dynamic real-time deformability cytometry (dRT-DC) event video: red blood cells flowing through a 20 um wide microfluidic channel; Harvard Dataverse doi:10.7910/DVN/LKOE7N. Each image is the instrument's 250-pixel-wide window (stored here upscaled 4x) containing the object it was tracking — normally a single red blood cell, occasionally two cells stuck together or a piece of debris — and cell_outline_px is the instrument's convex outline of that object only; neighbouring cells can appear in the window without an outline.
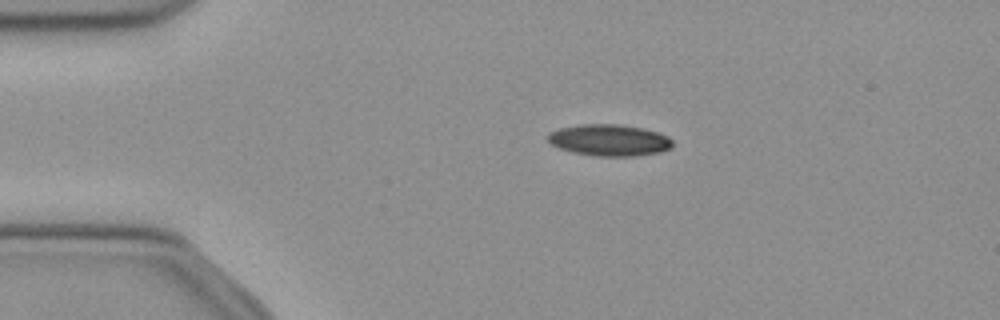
{"species": "common noctule bat (a hibernating species)", "species_latin": "Nyctalus noctula", "temperature_condition": "cold", "stored_images_in_passage": 44, "camera_frame_rate_fps": 3000, "um_per_image_px": 0.085, "animal": {"sex": "female", "body_mass_g": 21.9}, "frame": {"image": 1, "passage_image": 1, "time_ms": 0.0, "image_size_px": [1000, 320], "cell_outline_px": [[672, 148], [660, 152], [636, 156], [596, 156], [572, 152], [560, 148], [552, 144], [548, 140], [548, 132], [560, 128], [580, 124], [620, 124], [644, 128], [668, 136], [672, 140]], "centroid_in_image_um": [51.8, 11.91], "position_along_channel_um": 33.2, "area_um2": 23.0}}
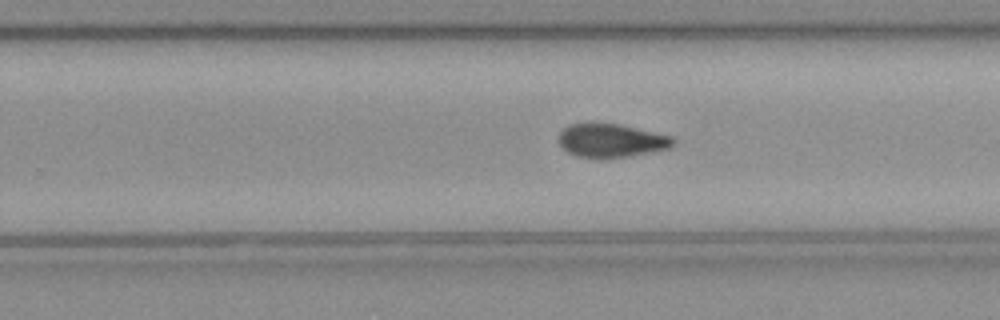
{"frame": {"image": 2, "passage_image": 23, "time_ms": 7.333, "image_size_px": [1000, 320], "cell_outline_px": [[676, 144], [672, 148], [652, 152], [628, 156], [576, 156], [568, 152], [556, 140], [556, 136], [568, 124], [592, 120], [620, 124], [672, 136], [676, 140]], "centroid_in_image_um": [51.94, 11.88], "position_along_channel_um": 277.9, "area_um2": 22.83}}
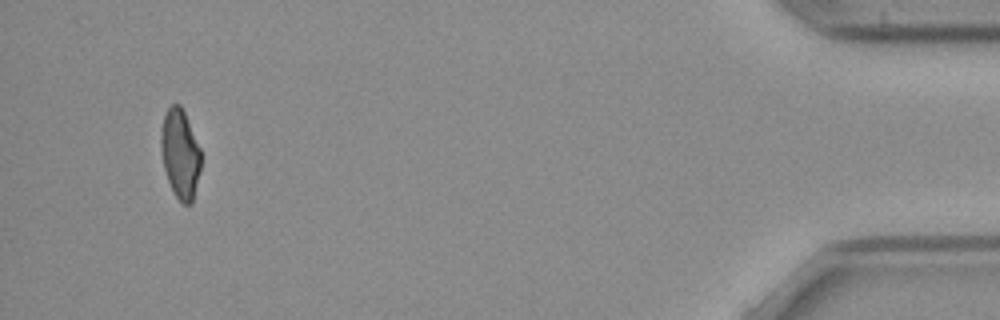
{"frame": {"image": 3, "passage_image": 40, "time_ms": 13.0, "image_size_px": [1000, 320], "cell_outline_px": [[200, 168], [192, 204], [184, 204], [172, 192], [164, 168], [160, 148], [160, 136], [164, 116], [168, 108], [172, 104], [180, 104], [184, 112], [200, 148]], "centroid_in_image_um": [15.3, 13.08], "position_along_channel_um": 419.9, "area_um2": 20.58}, "authors_computed_cell_mechanics": {"area_um2": 22.6865, "velocity_mm_per_s": 3.9082, "shape_relaxation_time_tau1_ms": 9.4444, "shape_relaxation_time_tau2_ms": 4.7137, "deformation_change_tau1": 0.1855, "deformation_change_tau2": 0.1097}}